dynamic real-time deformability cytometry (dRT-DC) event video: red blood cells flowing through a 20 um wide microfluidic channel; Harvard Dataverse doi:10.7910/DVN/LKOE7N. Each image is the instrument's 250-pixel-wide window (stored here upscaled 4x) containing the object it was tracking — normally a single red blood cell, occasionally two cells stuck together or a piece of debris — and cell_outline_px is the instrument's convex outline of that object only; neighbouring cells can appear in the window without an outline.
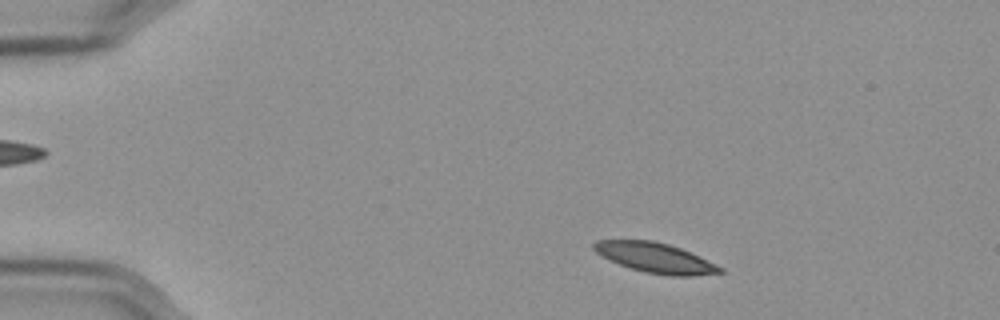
{"species": "Egyptian fruit bat (a non-hibernating species)", "species_latin": "Rousettus aegyptiacus", "temperature_condition": "cold", "stored_images_in_passage": 52, "camera_frame_rate_fps": 3000, "um_per_image_px": 0.085, "frame": {"image": 1, "passage_image": 5, "time_ms": 1.333, "image_size_px": [1000, 320], "cell_outline_px": [[724, 272], [692, 276], [672, 276], [644, 272], [620, 264], [596, 252], [592, 248], [592, 244], [596, 240], [652, 240], [668, 244], [680, 248], [716, 264], [724, 268]], "centroid_in_image_um": [55.72, 21.91], "position_along_channel_um": 29.3, "area_um2": 21.73}}
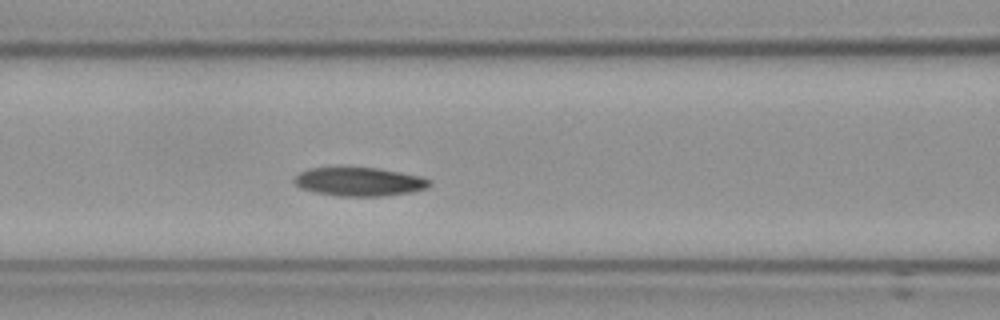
{"frame": {"image": 2, "passage_image": 20, "time_ms": 6.333, "image_size_px": [1000, 320], "cell_outline_px": [[432, 184], [428, 188], [412, 192], [384, 196], [340, 196], [316, 192], [300, 188], [292, 180], [300, 172], [308, 168], [380, 168], [420, 176], [432, 180]], "centroid_in_image_um": [30.58, 15.45], "position_along_channel_um": 136.0, "area_um2": 22.6}}
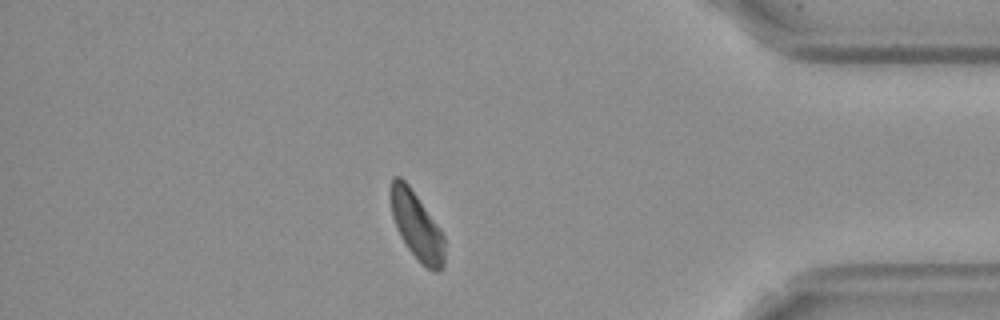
{"frame": {"image": 3, "passage_image": 45, "time_ms": 14.667, "image_size_px": [1000, 320], "cell_outline_px": [[444, 268], [440, 272], [432, 272], [408, 248], [400, 236], [396, 228], [392, 216], [388, 192], [392, 176], [400, 176], [408, 184], [440, 228], [444, 236]], "centroid_in_image_um": [35.39, 19.15], "position_along_channel_um": 399.8, "area_um2": 21.39}, "authors_computed_cell_mechanics": {"area_um2": 22.5131, "velocity_mm_per_s": 3.535, "shape_relaxation_time_tau1_ms": 8.7132, "shape_relaxation_time_tau2_ms": null, "deformation_change_tau1": 0.1612, "deformation_change_tau2": null}}